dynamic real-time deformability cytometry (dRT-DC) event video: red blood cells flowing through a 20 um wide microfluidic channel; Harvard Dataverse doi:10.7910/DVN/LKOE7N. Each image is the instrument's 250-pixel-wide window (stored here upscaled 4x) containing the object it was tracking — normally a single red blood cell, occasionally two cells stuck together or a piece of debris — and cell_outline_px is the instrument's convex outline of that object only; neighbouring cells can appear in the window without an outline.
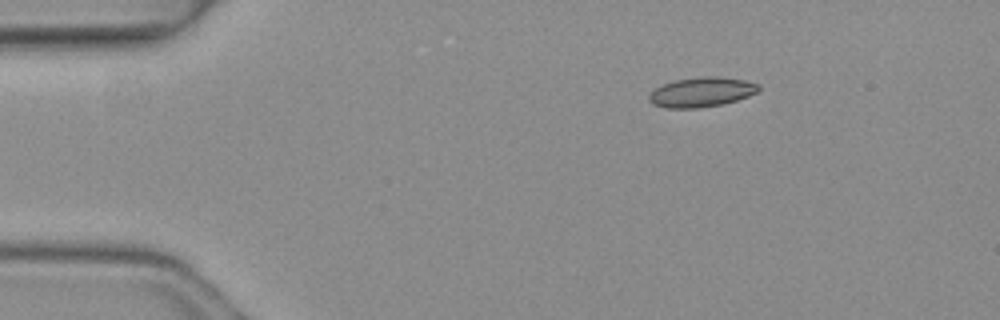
{"species": "common noctule bat (a hibernating species)", "species_latin": "Nyctalus noctula", "temperature_condition": "warm", "stored_images_in_passage": 3, "camera_frame_rate_fps": 3000, "um_per_image_px": 0.085, "animal": {"sex": "female", "body_mass_g": 19.3, "forearm_length_mm": 54.1}, "frame": {"image": 1, "passage_image": 1, "time_ms": 0.0, "image_size_px": [1000, 320], "cell_outline_px": [[760, 88], [756, 92], [748, 96], [724, 104], [696, 108], [664, 108], [652, 104], [648, 100], [648, 96], [656, 88], [672, 80], [700, 76], [716, 76], [744, 80], [760, 84]], "centroid_in_image_um": [59.61, 7.82], "position_along_channel_um": 25.4, "area_um2": 19.07}}